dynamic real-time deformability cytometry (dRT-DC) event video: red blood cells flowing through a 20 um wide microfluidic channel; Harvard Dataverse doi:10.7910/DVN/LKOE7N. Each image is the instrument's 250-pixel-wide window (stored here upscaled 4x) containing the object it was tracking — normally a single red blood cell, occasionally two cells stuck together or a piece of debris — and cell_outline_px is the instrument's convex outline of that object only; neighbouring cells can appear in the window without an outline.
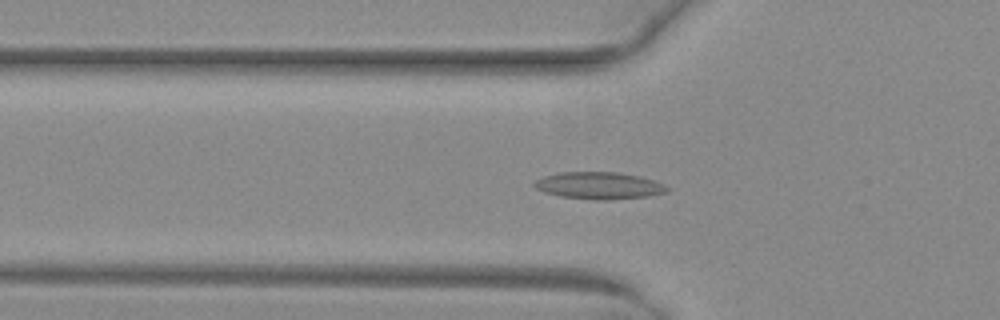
{"species": "common noctule bat (a hibernating species)", "species_latin": "Nyctalus noctula", "temperature_condition": "warm", "stored_images_in_passage": 52, "camera_frame_rate_fps": 3000, "um_per_image_px": 0.085, "animal": {"sex": "female", "body_mass_g": 29.2, "forearm_length_mm": 56.3}, "frame": {"image": 1, "passage_image": 18, "time_ms": 5.667, "image_size_px": [1000, 320], "cell_outline_px": [[672, 188], [668, 192], [648, 196], [608, 200], [596, 200], [560, 196], [544, 192], [536, 188], [532, 184], [536, 180], [544, 176], [560, 172], [616, 172], [640, 176], [664, 184]], "centroid_in_image_um": [50.94, 15.77], "position_along_channel_um": 74.9, "area_um2": 20.98}}
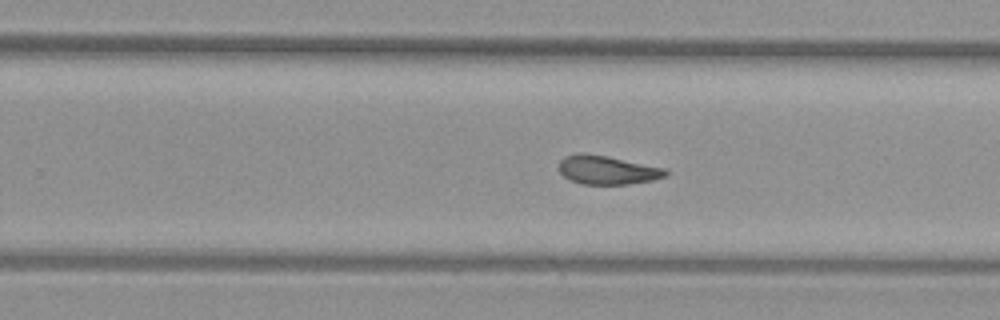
{"frame": {"image": 2, "passage_image": 33, "time_ms": 10.667, "image_size_px": [1000, 320], "cell_outline_px": [[668, 176], [652, 180], [628, 184], [580, 184], [564, 176], [560, 172], [560, 160], [564, 156], [576, 152], [584, 152], [664, 168], [668, 172]], "centroid_in_image_um": [51.59, 14.45], "position_along_channel_um": 278.2, "area_um2": 17.69}}
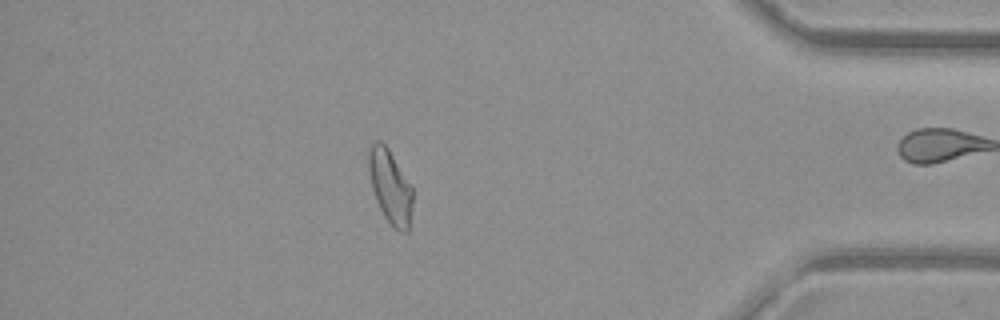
{"frame": {"image": 3, "passage_image": 45, "time_ms": 14.667, "image_size_px": [1000, 320], "cell_outline_px": [[412, 204], [408, 232], [400, 232], [392, 228], [384, 216], [376, 200], [372, 188], [368, 172], [368, 148], [376, 140], [380, 140], [388, 148], [412, 188]], "centroid_in_image_um": [33.14, 15.88], "position_along_channel_um": 402.1, "area_um2": 18.84}, "authors_computed_cell_mechanics": {"area_um2": 19.1318, "velocity_mm_per_s": 4.0695, "shape_relaxation_time_tau1_ms": null, "shape_relaxation_time_tau2_ms": 3.9501, "deformation_change_tau1": null, "deformation_change_tau2": 0.1142}}